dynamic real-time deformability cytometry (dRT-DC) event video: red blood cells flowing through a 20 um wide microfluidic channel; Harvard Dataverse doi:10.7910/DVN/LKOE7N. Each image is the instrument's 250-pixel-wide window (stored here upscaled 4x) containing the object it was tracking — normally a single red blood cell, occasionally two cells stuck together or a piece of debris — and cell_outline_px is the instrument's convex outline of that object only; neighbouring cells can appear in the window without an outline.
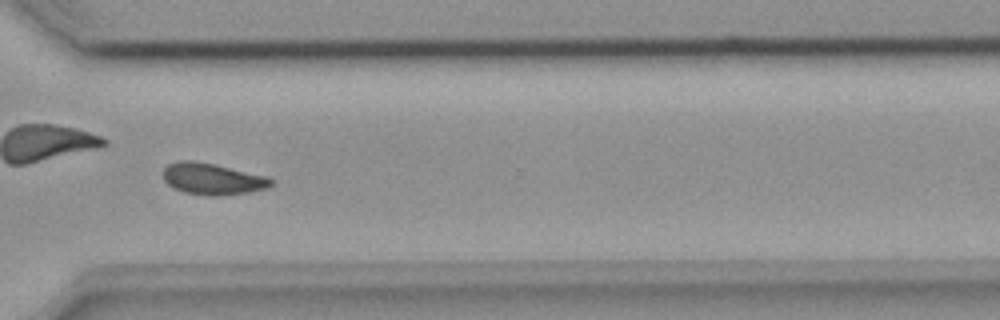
{"species": "common noctule bat (a hibernating species)", "species_latin": "Nyctalus noctula", "temperature_condition": "room temperature", "stored_images_in_passage": 47, "camera_frame_rate_fps": 3000, "um_per_image_px": 0.085, "animal": {"sex": "female", "body_mass_g": 18.4}, "frame": {"image": 1, "passage_image": 34, "time_ms": 11.0, "image_size_px": [1000, 320], "cell_outline_px": [[272, 184], [264, 188], [248, 192], [220, 196], [208, 196], [184, 192], [168, 184], [164, 180], [164, 168], [168, 164], [180, 160], [192, 160], [212, 164], [268, 176], [272, 180]], "centroid_in_image_um": [18.04, 15.21], "position_along_channel_um": 352.6, "area_um2": 19.54}}
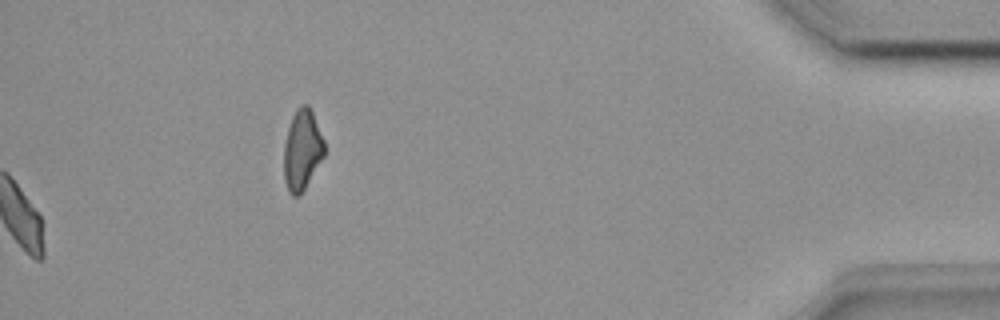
{"frame": {"image": 2, "passage_image": 47, "time_ms": 15.333, "image_size_px": [1000, 320], "cell_outline_px": [[324, 156], [300, 196], [292, 196], [288, 192], [284, 180], [284, 144], [288, 128], [292, 116], [296, 108], [300, 104], [308, 104], [312, 112], [324, 140]], "centroid_in_image_um": [25.67, 12.75], "position_along_channel_um": 409.5, "area_um2": 19.02}}